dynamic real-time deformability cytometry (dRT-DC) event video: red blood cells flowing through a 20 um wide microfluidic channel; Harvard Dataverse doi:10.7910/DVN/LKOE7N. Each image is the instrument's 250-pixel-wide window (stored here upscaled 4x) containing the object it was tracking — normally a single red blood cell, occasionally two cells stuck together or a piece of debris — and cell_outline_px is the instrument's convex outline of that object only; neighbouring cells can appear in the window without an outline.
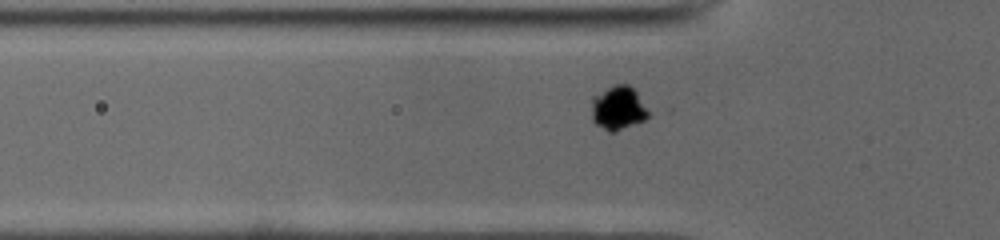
{"species": "common noctule bat (a hibernating species)", "species_latin": "Nyctalus noctula", "temperature_condition": "cold", "stored_images_in_passage": 37, "camera_frame_rate_fps": 3000, "um_per_image_px": 0.085, "animal": {"sex": "male", "body_mass_g": 19.0, "forearm_length_mm": 50.8}, "frame": {"image": 1, "passage_image": 8, "time_ms": 2.333, "image_size_px": [1000, 240], "cell_outline_px": [[652, 112], [644, 120], [636, 124], [616, 132], [608, 132], [596, 124], [592, 120], [592, 96], [612, 84], [628, 84], [636, 88]], "centroid_in_image_um": [52.6, 9.16], "position_along_channel_um": 73.2, "area_um2": 15.26}}
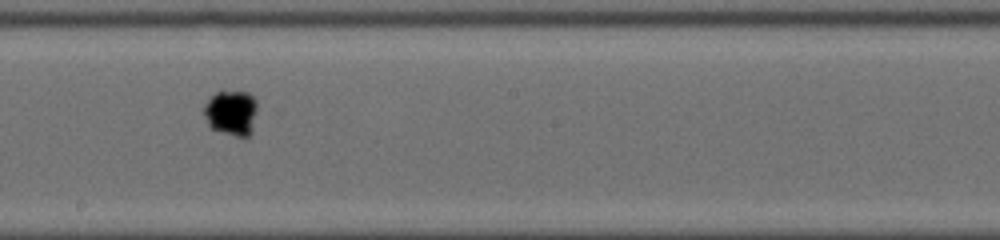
{"frame": {"image": 2, "passage_image": 20, "time_ms": 6.333, "image_size_px": [1000, 240], "cell_outline_px": [[260, 112], [252, 136], [248, 140], [244, 140], [208, 128], [200, 112], [200, 108], [208, 96], [220, 88], [224, 88], [248, 92], [256, 96]], "centroid_in_image_um": [19.67, 9.58], "position_along_channel_um": 228.5, "area_um2": 16.53}}
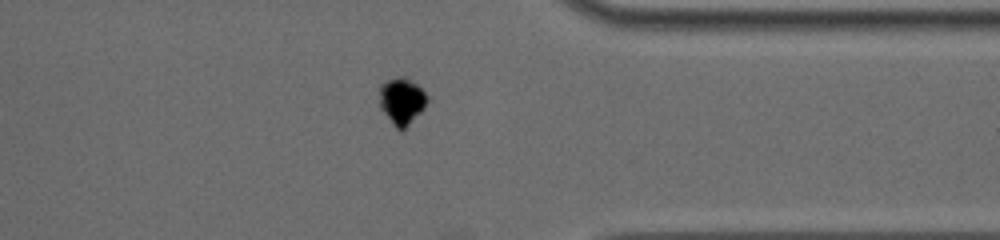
{"frame": {"image": 3, "passage_image": 32, "time_ms": 10.333, "image_size_px": [1000, 240], "cell_outline_px": [[432, 100], [404, 132], [400, 132], [392, 124], [380, 108], [376, 88], [384, 80], [396, 76], [408, 76], [420, 84], [432, 96]], "centroid_in_image_um": [34.2, 8.55], "position_along_channel_um": 377.2, "area_um2": 14.62}}